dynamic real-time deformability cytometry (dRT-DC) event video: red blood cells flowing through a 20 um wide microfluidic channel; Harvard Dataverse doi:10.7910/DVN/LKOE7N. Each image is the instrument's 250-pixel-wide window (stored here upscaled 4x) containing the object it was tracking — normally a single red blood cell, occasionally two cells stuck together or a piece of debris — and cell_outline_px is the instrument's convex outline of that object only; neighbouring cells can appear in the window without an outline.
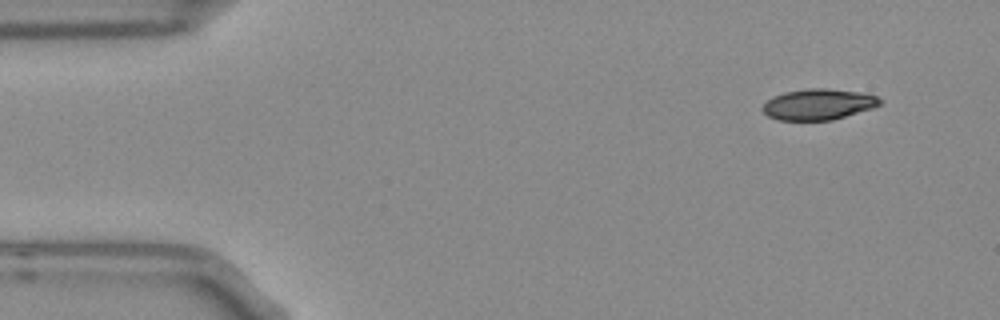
{"species": "Egyptian fruit bat (a non-hibernating species)", "species_latin": "Rousettus aegyptiacus", "temperature_condition": "room temperature", "stored_images_in_passage": 4, "camera_frame_rate_fps": 3000, "um_per_image_px": 0.085, "frame": {"image": 1, "passage_image": 1, "time_ms": 0.0, "image_size_px": [1000, 320], "cell_outline_px": [[884, 100], [880, 104], [872, 108], [832, 120], [776, 120], [768, 116], [760, 108], [772, 96], [784, 92], [808, 88], [824, 88], [856, 92], [876, 96]], "centroid_in_image_um": [69.52, 8.87], "position_along_channel_um": 15.5, "area_um2": 21.04}}
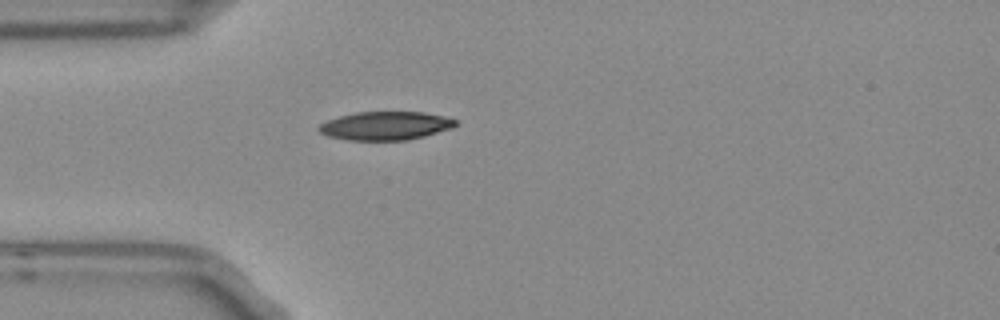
{"frame": {"image": 2, "passage_image": 4, "time_ms": 1.0, "image_size_px": [1000, 320], "cell_outline_px": [[460, 124], [452, 128], [424, 136], [408, 140], [348, 140], [328, 136], [320, 132], [316, 128], [320, 124], [328, 120], [340, 116], [356, 112], [424, 112], [444, 116], [460, 120]], "centroid_in_image_um": [32.81, 10.69], "position_along_channel_um": 52.2, "area_um2": 22.83}}